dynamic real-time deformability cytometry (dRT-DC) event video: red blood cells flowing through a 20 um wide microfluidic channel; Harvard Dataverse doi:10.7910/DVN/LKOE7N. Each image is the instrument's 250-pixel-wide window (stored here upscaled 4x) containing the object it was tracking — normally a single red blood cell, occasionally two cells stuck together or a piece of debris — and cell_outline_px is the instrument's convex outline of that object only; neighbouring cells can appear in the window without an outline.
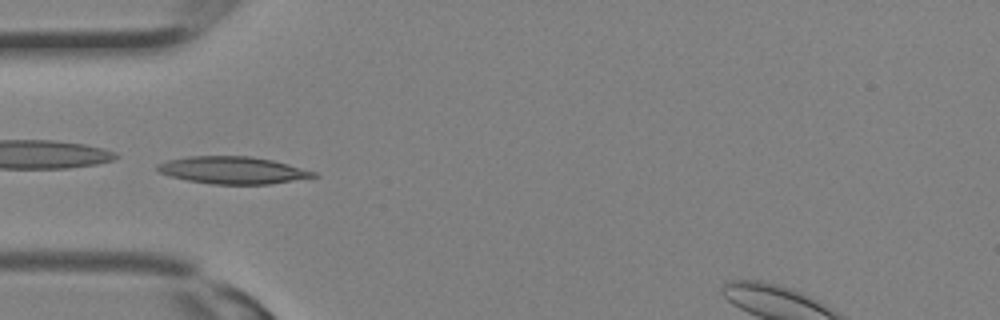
{"species": "Egyptian fruit bat (a non-hibernating species)", "species_latin": "Rousettus aegyptiacus", "temperature_condition": "room temperature", "stored_images_in_passage": 20, "camera_frame_rate_fps": 3000, "um_per_image_px": 0.085, "animal": {"sex": "female"}, "frame": {"image": 1, "passage_image": 9, "time_ms": 2.667, "image_size_px": [1000, 320], "cell_outline_px": [[320, 176], [268, 184], [212, 184], [188, 180], [168, 176], [160, 172], [156, 168], [156, 164], [168, 160], [188, 156], [248, 156], [272, 160], [288, 164], [316, 172]], "centroid_in_image_um": [19.76, 14.46], "position_along_channel_um": 65.2, "area_um2": 24.68}}
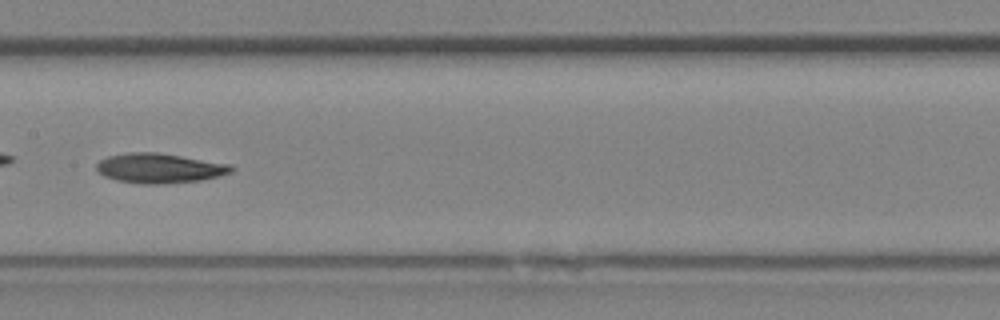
{"frame": {"image": 2, "passage_image": 15, "time_ms": 4.667, "image_size_px": [1000, 320], "cell_outline_px": [[236, 168], [232, 172], [220, 176], [200, 180], [164, 184], [144, 184], [116, 180], [104, 176], [96, 172], [96, 164], [100, 160], [108, 156], [128, 152], [156, 152], [232, 164]], "centroid_in_image_um": [13.56, 14.3], "position_along_channel_um": 193.8, "area_um2": 23.58}}